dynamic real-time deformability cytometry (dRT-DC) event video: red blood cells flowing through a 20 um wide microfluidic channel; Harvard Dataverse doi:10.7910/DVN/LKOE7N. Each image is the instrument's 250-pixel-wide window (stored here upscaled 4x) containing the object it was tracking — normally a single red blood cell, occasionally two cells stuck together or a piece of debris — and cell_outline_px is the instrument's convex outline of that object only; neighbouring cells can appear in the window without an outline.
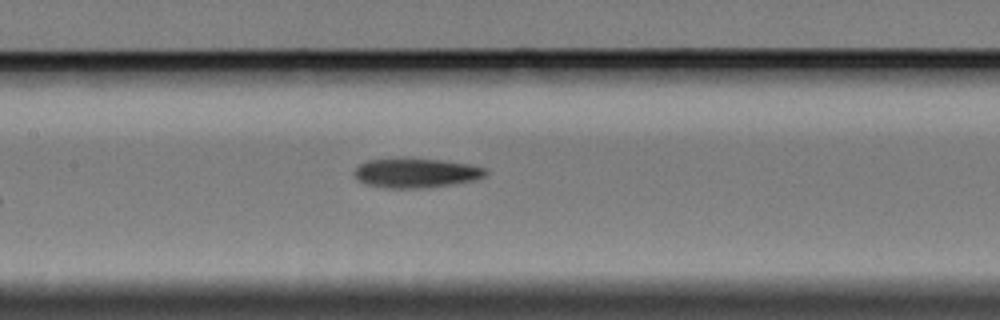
{"species": "Egyptian fruit bat (a non-hibernating species)", "species_latin": "Rousettus aegyptiacus", "temperature_condition": "cold", "stored_images_in_passage": 7, "camera_frame_rate_fps": 3000, "um_per_image_px": 0.085, "animal": {"sex": "female"}, "frame": {"image": 1, "passage_image": 7, "time_ms": 7.667, "image_size_px": [1000, 320], "cell_outline_px": [[488, 172], [484, 176], [472, 180], [452, 184], [428, 188], [384, 188], [368, 184], [360, 180], [356, 176], [356, 168], [360, 164], [368, 160], [444, 160], [468, 164], [488, 168]], "centroid_in_image_um": [35.43, 14.73], "position_along_channel_um": 172.0, "area_um2": 21.85}}